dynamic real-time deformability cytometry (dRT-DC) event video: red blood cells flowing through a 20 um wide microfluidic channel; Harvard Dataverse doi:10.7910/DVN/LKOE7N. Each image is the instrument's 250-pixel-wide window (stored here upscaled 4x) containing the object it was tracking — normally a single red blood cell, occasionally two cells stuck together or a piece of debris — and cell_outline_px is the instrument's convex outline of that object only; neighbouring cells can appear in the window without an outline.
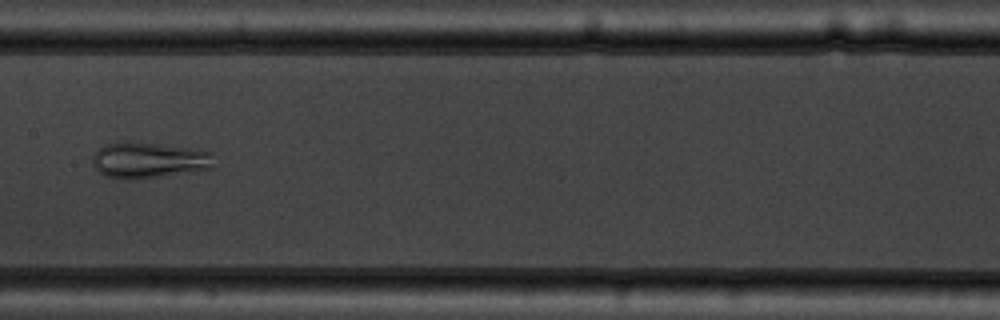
{"species": "common noctule bat (a hibernating species)", "species_latin": "Nyctalus noctula", "temperature_condition": "warm", "stored_images_in_passage": 9, "camera_frame_rate_fps": 3000, "um_per_image_px": 0.085, "animal": {"sex": "male", "body_mass_g": 19.5, "forearm_length_mm": 54.6}, "frame": {"image": 1, "passage_image": 6, "time_ms": 6.0, "image_size_px": [1000, 320], "cell_outline_px": [[212, 168], [164, 176], [136, 180], [116, 180], [104, 176], [96, 168], [92, 160], [92, 156], [104, 144], [128, 140], [188, 148], [212, 152]], "centroid_in_image_um": [12.58, 13.63], "position_along_channel_um": 194.8, "area_um2": 25.72}}
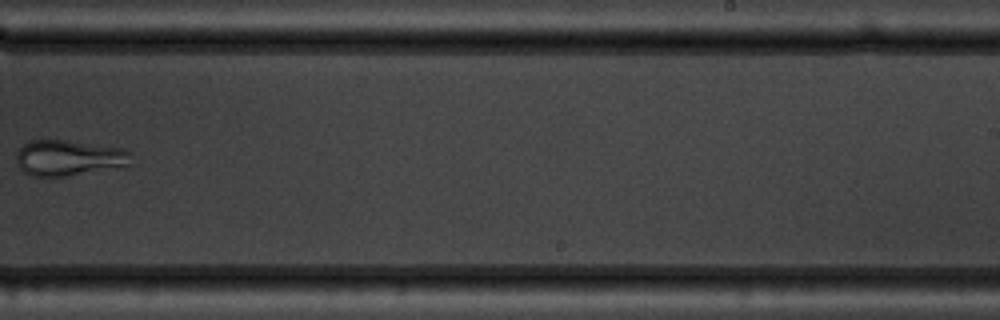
{"frame": {"image": 2, "passage_image": 8, "time_ms": 8.333, "image_size_px": [1000, 320], "cell_outline_px": [[132, 152], [128, 168], [64, 176], [28, 176], [16, 164], [16, 152], [24, 144], [32, 140], [64, 140], [124, 148]], "centroid_in_image_um": [5.9, 13.44], "position_along_channel_um": 283.1, "area_um2": 24.45}}
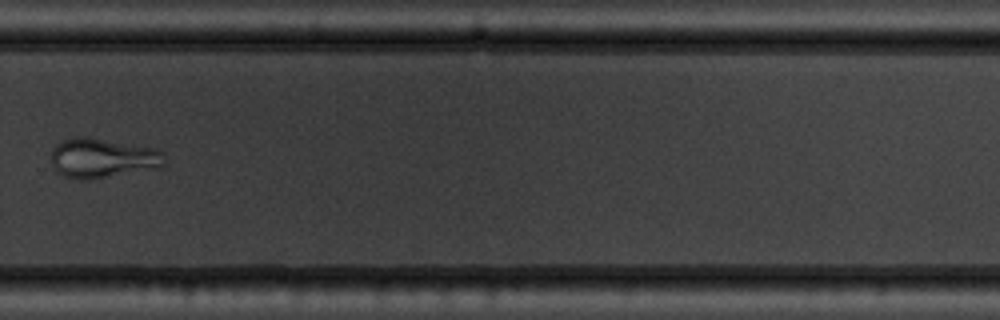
{"frame": {"image": 3, "passage_image": 9, "time_ms": 9.333, "image_size_px": [1000, 320], "cell_outline_px": [[164, 164], [160, 168], [92, 180], [76, 180], [64, 176], [56, 172], [52, 164], [52, 148], [60, 140], [80, 136], [84, 136], [156, 148], [160, 152]], "centroid_in_image_um": [8.67, 13.46], "position_along_channel_um": 321.1, "area_um2": 26.47}}